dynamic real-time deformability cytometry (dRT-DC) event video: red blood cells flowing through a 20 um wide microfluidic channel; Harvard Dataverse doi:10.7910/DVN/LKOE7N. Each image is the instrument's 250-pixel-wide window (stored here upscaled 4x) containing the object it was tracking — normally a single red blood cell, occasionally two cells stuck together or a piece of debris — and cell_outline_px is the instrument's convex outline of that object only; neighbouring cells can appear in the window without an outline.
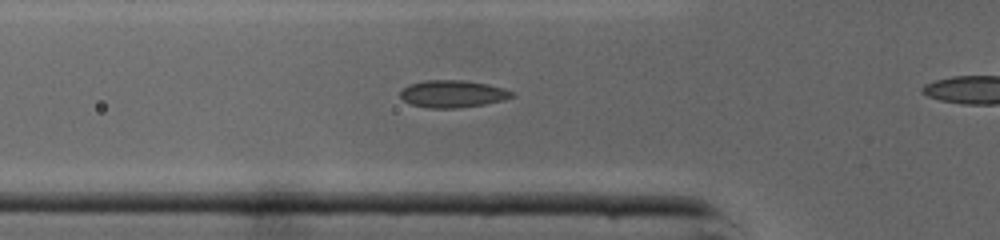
{"species": "common noctule bat (a hibernating species)", "species_latin": "Nyctalus noctula", "temperature_condition": "cold", "stored_images_in_passage": 35, "camera_frame_rate_fps": 3000, "um_per_image_px": 0.085, "animal": {"sex": "male", "body_mass_g": 19.0, "forearm_length_mm": 50.8}, "frame": {"image": 1, "passage_image": 14, "time_ms": 4.333, "image_size_px": [1000, 240], "cell_outline_px": [[512, 96], [504, 100], [484, 104], [460, 108], [428, 108], [408, 104], [400, 96], [400, 92], [408, 84], [428, 80], [464, 80], [488, 84], [504, 88], [512, 92]], "centroid_in_image_um": [38.45, 7.98], "position_along_channel_um": 87.4, "area_um2": 17.74}}
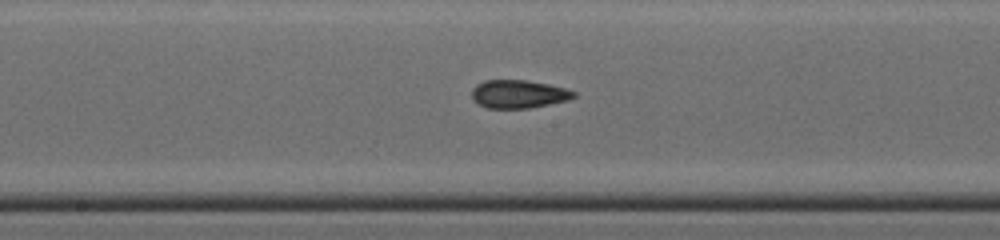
{"frame": {"image": 2, "passage_image": 22, "time_ms": 7.0, "image_size_px": [1000, 240], "cell_outline_px": [[576, 96], [568, 100], [528, 108], [488, 108], [480, 104], [472, 96], [472, 88], [476, 84], [484, 80], [528, 80], [548, 84], [564, 88], [576, 92]], "centroid_in_image_um": [44.08, 7.98], "position_along_channel_um": 204.1, "area_um2": 16.59}}
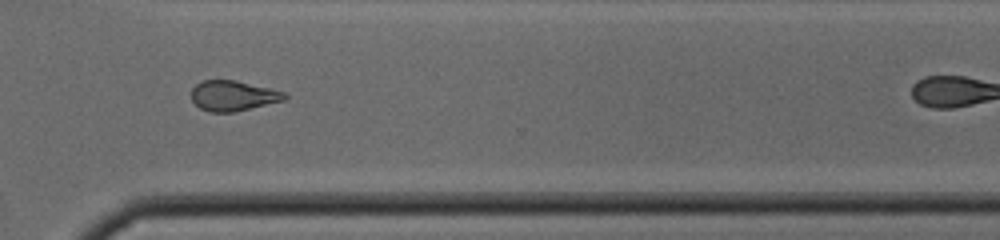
{"frame": {"image": 3, "passage_image": 32, "time_ms": 10.333, "image_size_px": [1000, 240], "cell_outline_px": [[288, 96], [284, 100], [232, 112], [208, 112], [200, 108], [192, 100], [192, 88], [196, 84], [204, 80], [236, 80], [284, 92]], "centroid_in_image_um": [19.78, 8.13], "position_along_channel_um": 350.8, "area_um2": 16.18}}